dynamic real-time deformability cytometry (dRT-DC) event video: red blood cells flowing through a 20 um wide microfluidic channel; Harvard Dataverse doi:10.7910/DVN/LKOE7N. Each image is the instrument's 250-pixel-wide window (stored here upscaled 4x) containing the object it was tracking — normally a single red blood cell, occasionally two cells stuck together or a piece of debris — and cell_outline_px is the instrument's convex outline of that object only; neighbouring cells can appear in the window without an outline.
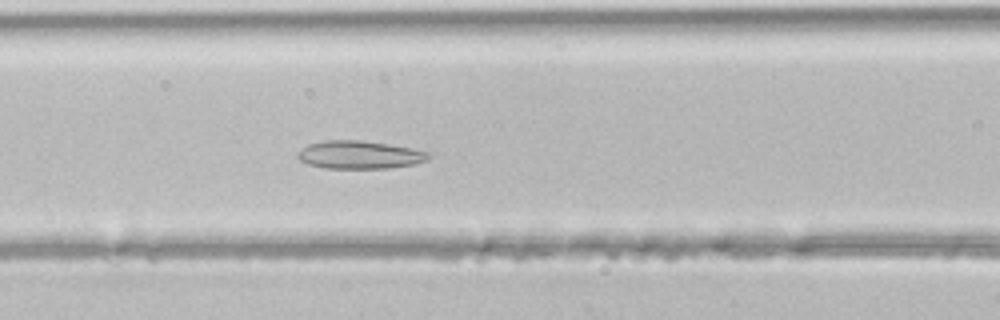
{"species": "common noctule bat (a hibernating species)", "species_latin": "Nyctalus noctula", "temperature_condition": "room temperature", "stored_images_in_passage": 41, "camera_frame_rate_fps": 3000, "um_per_image_px": 0.085, "animal": {"sex": "male", "body_mass_g": 21.5, "forearm_length_mm": 52.0}, "frame": {"image": 1, "passage_image": 15, "time_ms": 4.667, "image_size_px": [1000, 320], "cell_outline_px": [[432, 156], [428, 160], [416, 164], [388, 168], [324, 168], [308, 164], [300, 160], [296, 156], [308, 144], [324, 140], [360, 140], [388, 144], [428, 152]], "centroid_in_image_um": [30.58, 13.16], "position_along_channel_um": 136.0, "area_um2": 21.21}}
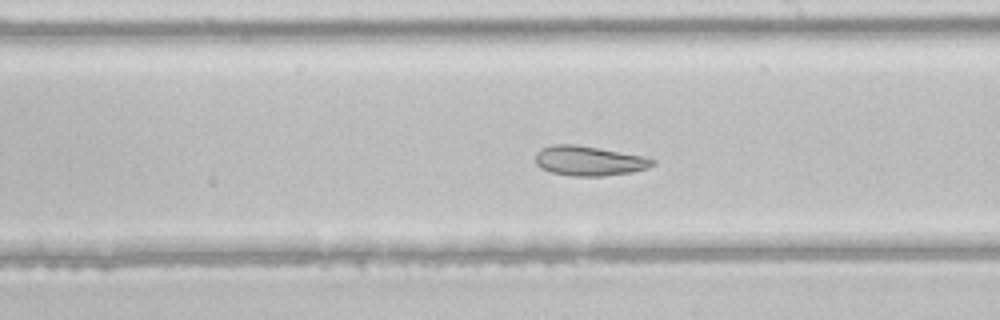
{"frame": {"image": 2, "passage_image": 22, "time_ms": 7.0, "image_size_px": [1000, 320], "cell_outline_px": [[656, 164], [648, 168], [632, 172], [604, 176], [572, 176], [552, 172], [540, 168], [536, 164], [536, 152], [540, 148], [552, 144], [572, 144], [644, 156], [656, 160]], "centroid_in_image_um": [50.06, 13.67], "position_along_channel_um": 238.9, "area_um2": 20.29}}
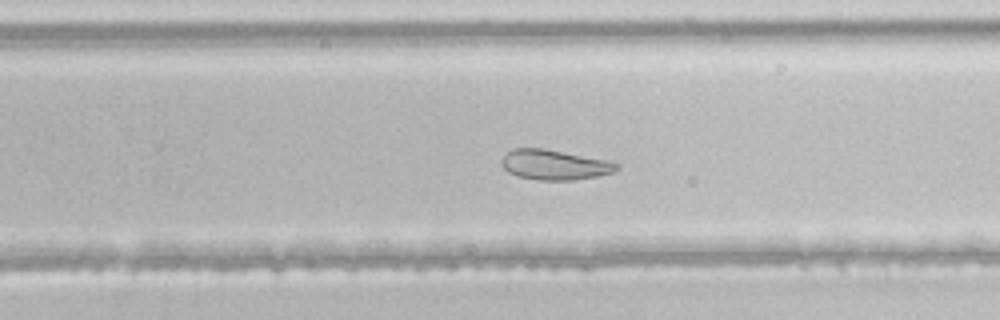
{"frame": {"image": 3, "passage_image": 25, "time_ms": 8.0, "image_size_px": [1000, 320], "cell_outline_px": [[620, 168], [612, 172], [596, 176], [576, 180], [540, 180], [520, 176], [508, 172], [500, 164], [500, 160], [512, 148], [544, 148], [608, 160], [620, 164]], "centroid_in_image_um": [47.14, 14.0], "position_along_channel_um": 282.7, "area_um2": 20.17}}